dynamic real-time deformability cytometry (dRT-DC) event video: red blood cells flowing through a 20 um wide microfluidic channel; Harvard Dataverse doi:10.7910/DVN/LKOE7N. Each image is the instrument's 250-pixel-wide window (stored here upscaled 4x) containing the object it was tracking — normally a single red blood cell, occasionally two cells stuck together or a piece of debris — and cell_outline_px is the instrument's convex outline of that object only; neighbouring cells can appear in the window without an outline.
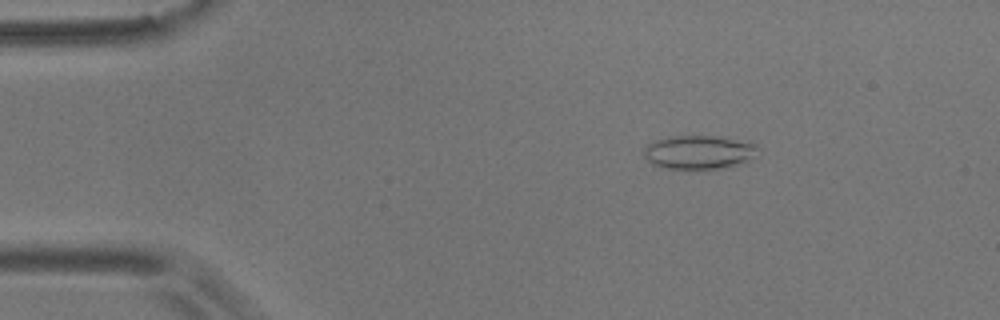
{"species": "common noctule bat (a hibernating species)", "species_latin": "Nyctalus noctula", "temperature_condition": "room temperature", "stored_images_in_passage": 15, "camera_frame_rate_fps": 3000, "um_per_image_px": 0.085, "animal": {"sex": "male", "body_mass_g": 17.9}, "frame": {"image": 1, "passage_image": 9, "time_ms": 2.667, "image_size_px": [1000, 320], "cell_outline_px": [[756, 160], [740, 164], [720, 168], [668, 168], [652, 164], [644, 156], [644, 148], [648, 144], [656, 140], [668, 136], [712, 136], [748, 140], [756, 144]], "centroid_in_image_um": [59.47, 12.92], "position_along_channel_um": 25.5, "area_um2": 22.54}}